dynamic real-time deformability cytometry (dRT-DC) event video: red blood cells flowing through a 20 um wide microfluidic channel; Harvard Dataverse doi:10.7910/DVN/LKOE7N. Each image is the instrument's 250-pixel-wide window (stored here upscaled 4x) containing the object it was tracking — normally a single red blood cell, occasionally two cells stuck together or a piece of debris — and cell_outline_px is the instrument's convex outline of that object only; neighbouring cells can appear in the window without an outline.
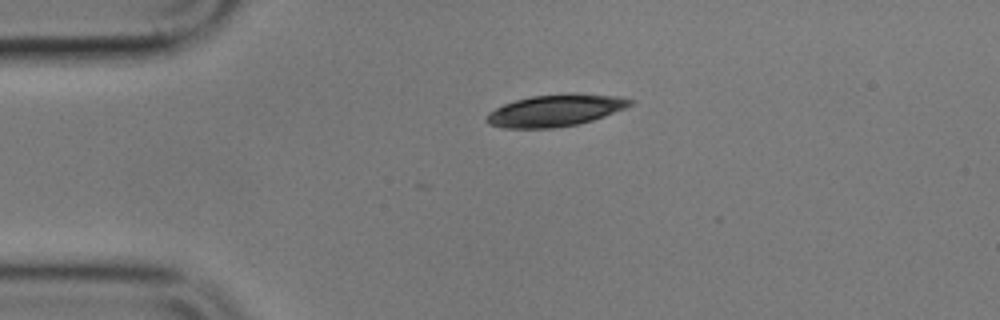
{"species": "common noctule bat (a hibernating species)", "species_latin": "Nyctalus noctula", "temperature_condition": "cold", "stored_images_in_passage": 1, "camera_frame_rate_fps": 3000, "um_per_image_px": 0.085, "animal": {"sex": "male", "body_mass_g": 17.9}, "frame": {"image": 1, "passage_image": 1, "time_ms": 0.0, "image_size_px": [1000, 320], "cell_outline_px": [[636, 100], [632, 104], [624, 108], [604, 116], [580, 124], [552, 128], [504, 128], [488, 124], [484, 120], [488, 112], [504, 104], [516, 100], [532, 96], [576, 92], [616, 96]], "centroid_in_image_um": [47.2, 9.38], "position_along_channel_um": 37.8, "area_um2": 26.82}}